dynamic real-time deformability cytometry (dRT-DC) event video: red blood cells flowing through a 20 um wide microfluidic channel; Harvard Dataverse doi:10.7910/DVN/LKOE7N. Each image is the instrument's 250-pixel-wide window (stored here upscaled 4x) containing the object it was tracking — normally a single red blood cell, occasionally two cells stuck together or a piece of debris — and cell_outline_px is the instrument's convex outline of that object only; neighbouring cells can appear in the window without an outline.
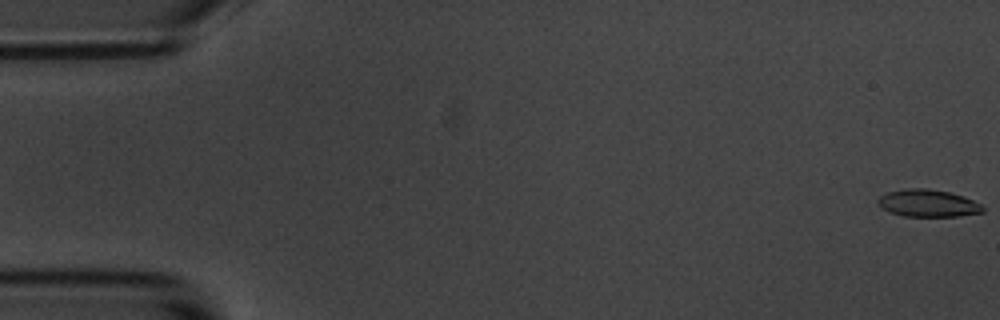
{"species": "common noctule bat (a hibernating species)", "species_latin": "Nyctalus noctula", "temperature_condition": "room temperature", "stored_images_in_passage": 5, "camera_frame_rate_fps": 3000, "um_per_image_px": 0.085, "animal": {"sex": "male", "body_mass_g": 20.1, "forearm_length_mm": 53.5}, "frame": {"image": 1, "passage_image": 1, "time_ms": 0.0, "image_size_px": [1000, 320], "cell_outline_px": [[984, 212], [960, 216], [904, 216], [888, 212], [876, 200], [880, 196], [888, 192], [904, 188], [924, 188], [948, 192], [964, 196], [980, 204], [984, 208]], "centroid_in_image_um": [78.88, 17.27], "position_along_channel_um": 6.1, "area_um2": 16.59}}
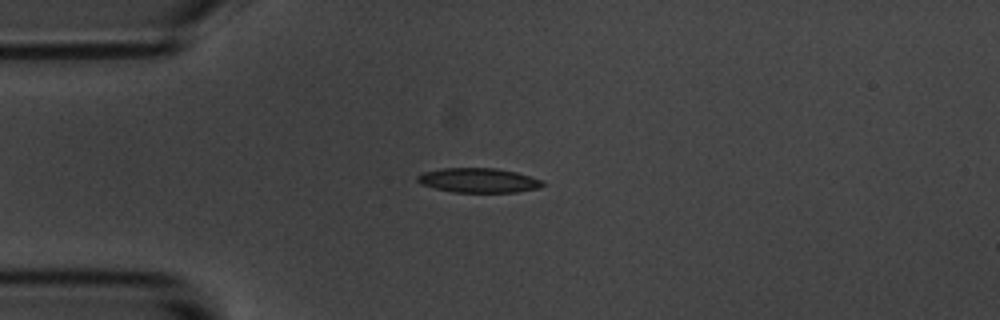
{"frame": {"image": 2, "passage_image": 5, "time_ms": 4.667, "image_size_px": [1000, 320], "cell_outline_px": [[544, 184], [540, 188], [516, 192], [452, 192], [420, 184], [416, 180], [416, 176], [420, 172], [440, 168], [496, 168], [516, 172], [532, 176], [544, 180]], "centroid_in_image_um": [40.66, 15.32], "position_along_channel_um": 44.3, "area_um2": 18.15}}